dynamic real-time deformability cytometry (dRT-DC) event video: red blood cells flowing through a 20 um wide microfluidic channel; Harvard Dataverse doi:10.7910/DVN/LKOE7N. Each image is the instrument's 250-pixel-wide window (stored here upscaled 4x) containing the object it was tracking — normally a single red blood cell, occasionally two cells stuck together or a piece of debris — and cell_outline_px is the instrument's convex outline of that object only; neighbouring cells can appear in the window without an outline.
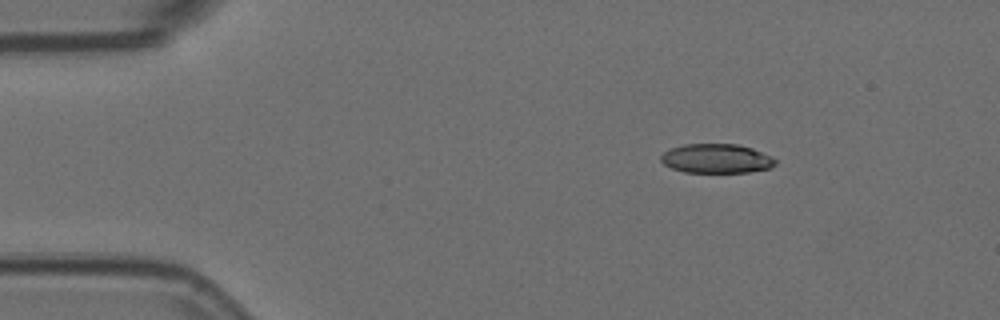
{"species": "Egyptian fruit bat (a non-hibernating species)", "species_latin": "Rousettus aegyptiacus", "temperature_condition": "room temperature", "stored_images_in_passage": 4, "camera_frame_rate_fps": 3000, "um_per_image_px": 0.085, "animal": {"sex": "female"}, "frame": {"image": 1, "passage_image": 1, "time_ms": 0.0, "image_size_px": [1000, 320], "cell_outline_px": [[776, 164], [772, 168], [748, 172], [684, 172], [672, 168], [664, 164], [660, 160], [660, 156], [664, 152], [672, 148], [684, 144], [736, 144], [752, 148], [772, 156], [776, 160]], "centroid_in_image_um": [60.92, 13.48], "position_along_channel_um": 24.1, "area_um2": 19.54}}
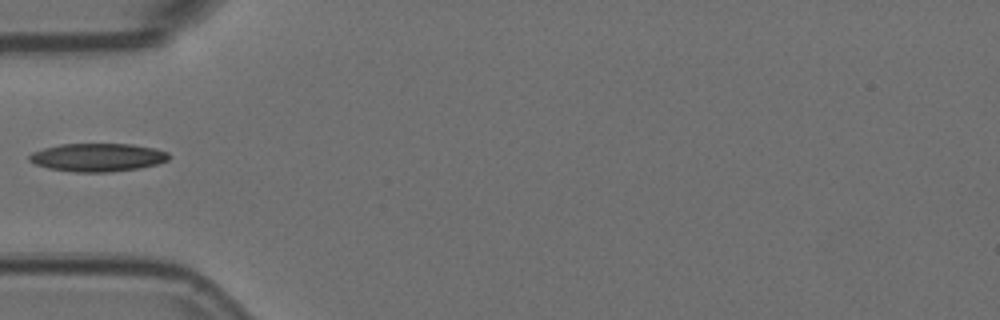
{"frame": {"image": 2, "passage_image": 4, "time_ms": 1.0, "image_size_px": [1000, 320], "cell_outline_px": [[168, 160], [156, 164], [140, 168], [108, 172], [72, 172], [48, 168], [36, 164], [28, 160], [28, 156], [32, 152], [44, 148], [60, 144], [132, 144], [156, 148], [168, 152]], "centroid_in_image_um": [8.29, 13.37], "position_along_channel_um": 76.7, "area_um2": 22.95}}